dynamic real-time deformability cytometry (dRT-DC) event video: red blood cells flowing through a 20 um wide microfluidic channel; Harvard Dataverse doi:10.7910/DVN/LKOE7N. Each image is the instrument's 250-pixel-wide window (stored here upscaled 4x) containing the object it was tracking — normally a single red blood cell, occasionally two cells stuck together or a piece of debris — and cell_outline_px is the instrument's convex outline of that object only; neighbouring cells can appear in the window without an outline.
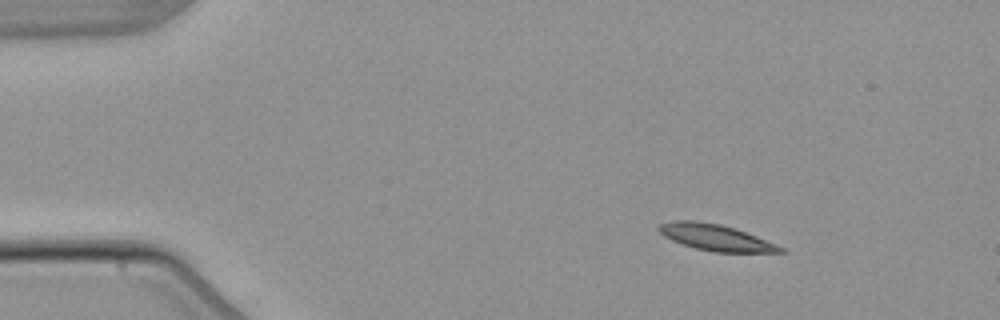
{"species": "common noctule bat (a hibernating species)", "species_latin": "Nyctalus noctula", "temperature_condition": "warm", "stored_images_in_passage": 4, "segment_of_instrument_passage": [1, 2], "camera_frame_rate_fps": 3000, "um_per_image_px": 0.085, "animal": {"sex": "male", "body_mass_g": 21.5, "forearm_length_mm": 52.0}, "frame": {"image": 1, "passage_image": 1, "time_ms": 0.0, "image_size_px": [1000, 320], "cell_outline_px": [[788, 252], [716, 252], [696, 248], [672, 240], [664, 236], [656, 228], [660, 224], [676, 220], [696, 220], [720, 224], [756, 236], [776, 244], [784, 248]], "centroid_in_image_um": [60.82, 20.18], "position_along_channel_um": 24.2, "area_um2": 18.26}}